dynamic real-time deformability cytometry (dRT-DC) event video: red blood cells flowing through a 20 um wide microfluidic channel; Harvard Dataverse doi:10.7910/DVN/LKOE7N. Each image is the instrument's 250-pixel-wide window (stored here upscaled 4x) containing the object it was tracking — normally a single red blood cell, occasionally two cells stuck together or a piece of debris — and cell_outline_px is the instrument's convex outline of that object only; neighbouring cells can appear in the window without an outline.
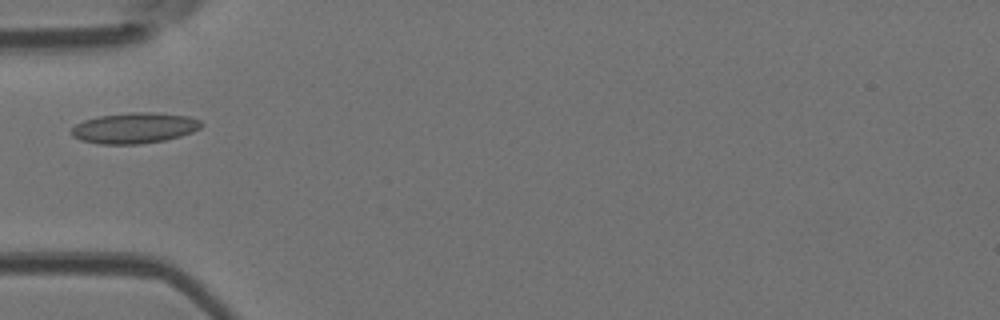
{"species": "Egyptian fruit bat (a non-hibernating species)", "species_latin": "Rousettus aegyptiacus", "temperature_condition": "room temperature", "stored_images_in_passage": 4, "camera_frame_rate_fps": 3000, "um_per_image_px": 0.085, "animal": {"sex": "female"}, "frame": {"image": 1, "passage_image": 3, "time_ms": 0.667, "image_size_px": [1000, 320], "cell_outline_px": [[204, 124], [200, 128], [192, 132], [180, 136], [164, 140], [140, 144], [100, 144], [80, 140], [72, 136], [72, 128], [76, 124], [84, 120], [100, 116], [132, 112], [156, 112], [188, 116], [200, 120]], "centroid_in_image_um": [11.45, 10.88], "position_along_channel_um": 73.6, "area_um2": 23.24}}
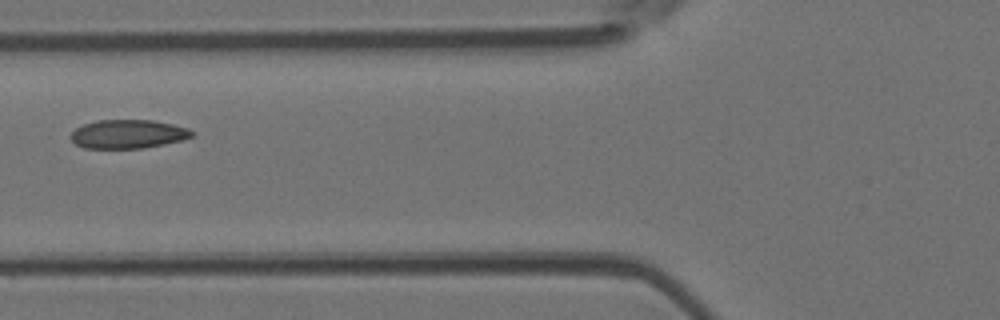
{"frame": {"image": 2, "passage_image": 4, "time_ms": 1.0, "image_size_px": [1000, 320], "cell_outline_px": [[196, 132], [192, 136], [180, 140], [164, 144], [144, 148], [84, 148], [76, 144], [68, 136], [76, 128], [84, 124], [96, 120], [152, 120], [172, 124], [188, 128]], "centroid_in_image_um": [10.87, 11.39], "position_along_channel_um": 114.9, "area_um2": 20.29}}